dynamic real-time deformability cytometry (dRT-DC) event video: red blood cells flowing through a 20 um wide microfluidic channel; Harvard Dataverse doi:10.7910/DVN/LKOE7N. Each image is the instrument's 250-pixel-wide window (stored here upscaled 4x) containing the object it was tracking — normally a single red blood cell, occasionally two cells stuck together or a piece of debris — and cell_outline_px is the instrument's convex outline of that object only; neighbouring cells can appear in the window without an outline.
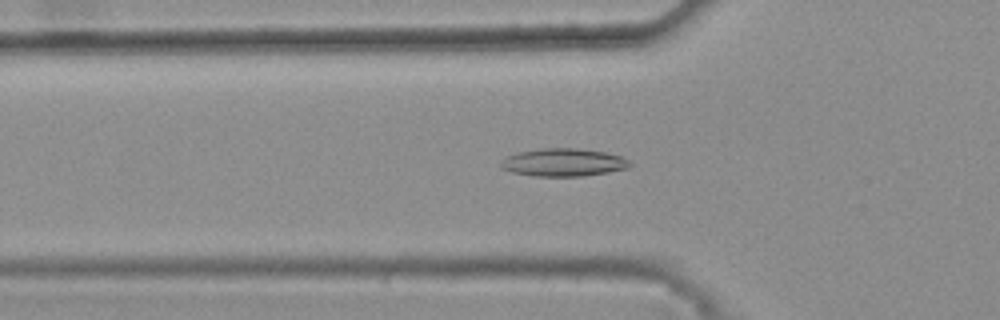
{"species": "common noctule bat (a hibernating species)", "species_latin": "Nyctalus noctula", "temperature_condition": "warm", "stored_images_in_passage": 46, "camera_frame_rate_fps": 3000, "um_per_image_px": 0.085, "animal": {"sex": "female", "body_mass_g": 25.1}, "frame": {"image": 1, "passage_image": 18, "time_ms": 5.667, "image_size_px": [1000, 320], "cell_outline_px": [[632, 164], [628, 168], [608, 172], [584, 176], [532, 176], [512, 172], [504, 168], [500, 164], [508, 156], [520, 152], [540, 148], [576, 148], [604, 152], [620, 156], [628, 160]], "centroid_in_image_um": [47.92, 13.81], "position_along_channel_um": 77.9, "area_um2": 20.69}}
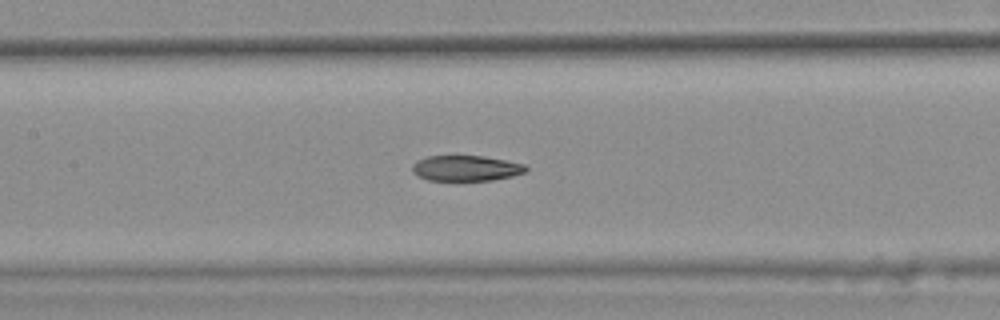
{"frame": {"image": 2, "passage_image": 25, "time_ms": 8.0, "image_size_px": [1000, 320], "cell_outline_px": [[528, 168], [524, 172], [512, 176], [492, 180], [428, 180], [412, 172], [412, 164], [416, 160], [428, 156], [484, 156], [524, 164]], "centroid_in_image_um": [39.58, 14.29], "position_along_channel_um": 167.8, "area_um2": 16.76}}
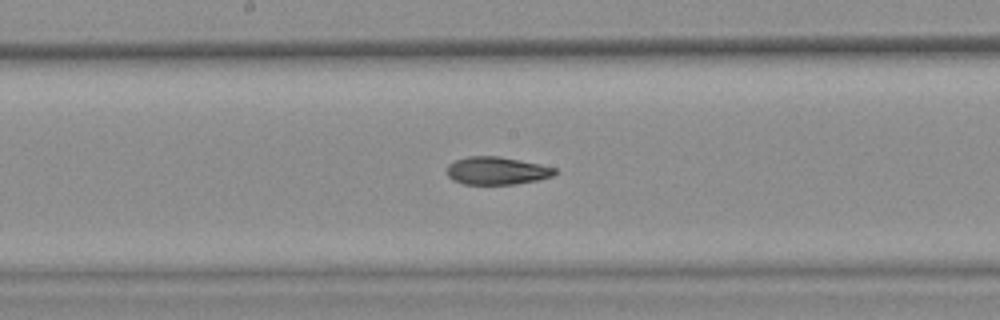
{"frame": {"image": 3, "passage_image": 28, "time_ms": 9.0, "image_size_px": [1000, 320], "cell_outline_px": [[556, 172], [552, 176], [540, 180], [516, 184], [464, 184], [452, 180], [448, 176], [448, 164], [456, 160], [468, 156], [500, 156], [540, 164], [556, 168]], "centroid_in_image_um": [42.24, 14.51], "position_along_channel_um": 206.0, "area_um2": 17.51}, "authors_computed_cell_mechanics": {"area_um2": 18.3226, "velocity_mm_per_s": 3.8267, "shape_relaxation_time_tau1_ms": null, "shape_relaxation_time_tau2_ms": 2.7966, "deformation_change_tau1": null, "deformation_change_tau2": 0.0851}}